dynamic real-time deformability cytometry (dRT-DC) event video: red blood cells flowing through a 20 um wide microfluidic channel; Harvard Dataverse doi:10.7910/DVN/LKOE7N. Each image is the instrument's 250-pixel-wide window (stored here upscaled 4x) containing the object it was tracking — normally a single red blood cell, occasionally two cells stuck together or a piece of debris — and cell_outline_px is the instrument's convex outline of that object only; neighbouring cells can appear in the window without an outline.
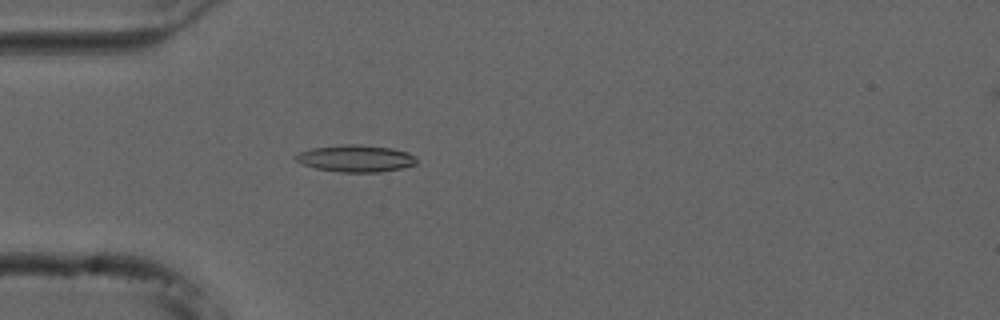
{"species": "common noctule bat (a hibernating species)", "species_latin": "Nyctalus noctula", "temperature_condition": "cold", "stored_images_in_passage": 41, "camera_frame_rate_fps": 3000, "um_per_image_px": 0.085, "animal": {"sex": "male", "forearm_length_mm": 52.5}, "frame": {"image": 1, "passage_image": 2, "time_ms": 0.333, "image_size_px": [1000, 320], "cell_outline_px": [[416, 164], [400, 168], [380, 172], [340, 172], [316, 168], [304, 164], [296, 160], [292, 156], [300, 152], [312, 148], [348, 144], [356, 144], [392, 148], [408, 152], [416, 156]], "centroid_in_image_um": [30.25, 13.46], "position_along_channel_um": 54.8, "area_um2": 18.84}}
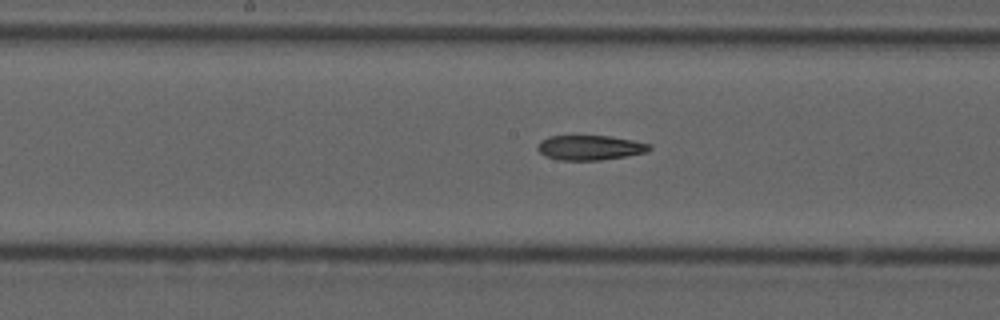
{"frame": {"image": 2, "passage_image": 14, "time_ms": 4.333, "image_size_px": [1000, 320], "cell_outline_px": [[652, 148], [648, 152], [628, 156], [600, 160], [560, 160], [544, 156], [536, 148], [540, 140], [548, 136], [608, 136], [632, 140], [652, 144]], "centroid_in_image_um": [50.16, 12.55], "position_along_channel_um": 198.0, "area_um2": 16.3}}
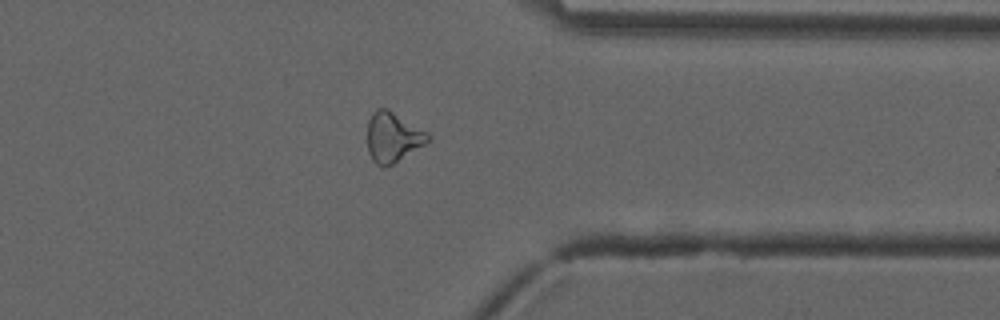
{"frame": {"image": 3, "passage_image": 29, "time_ms": 9.333, "image_size_px": [1000, 320], "cell_outline_px": [[428, 140], [424, 144], [392, 164], [376, 164], [372, 160], [368, 152], [368, 120], [372, 112], [376, 108], [388, 108], [428, 132]], "centroid_in_image_um": [33.36, 11.61], "position_along_channel_um": 378.0, "area_um2": 17.28}}